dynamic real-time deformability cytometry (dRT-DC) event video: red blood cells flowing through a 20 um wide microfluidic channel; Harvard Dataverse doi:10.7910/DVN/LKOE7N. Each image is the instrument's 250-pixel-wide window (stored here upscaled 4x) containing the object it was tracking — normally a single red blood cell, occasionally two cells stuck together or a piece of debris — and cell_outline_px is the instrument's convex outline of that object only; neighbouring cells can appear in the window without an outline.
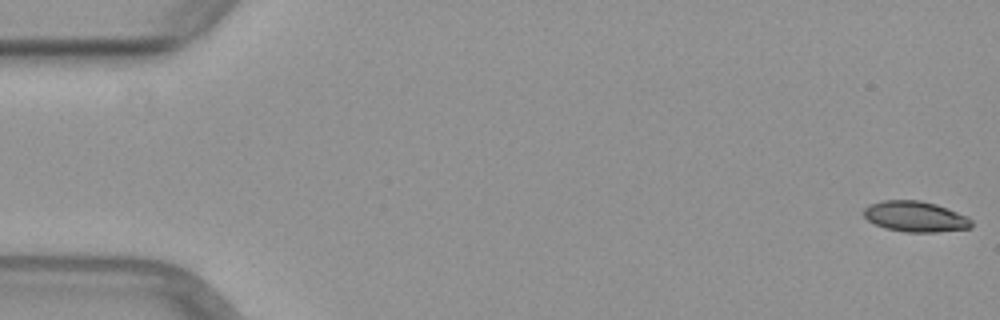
{"species": "common noctule bat (a hibernating species)", "species_latin": "Nyctalus noctula", "temperature_condition": "warm", "stored_images_in_passage": 11, "camera_frame_rate_fps": 3000, "um_per_image_px": 0.085, "animal": {"sex": "female", "body_mass_g": 29.2, "forearm_length_mm": 56.3}, "frame": {"image": 1, "passage_image": 1, "time_ms": 0.0, "image_size_px": [1000, 320], "cell_outline_px": [[972, 228], [936, 232], [904, 232], [884, 228], [868, 220], [860, 212], [868, 204], [884, 200], [920, 200], [936, 204], [968, 216], [972, 220]], "centroid_in_image_um": [77.79, 18.4], "position_along_channel_um": 7.2, "area_um2": 19.48}}